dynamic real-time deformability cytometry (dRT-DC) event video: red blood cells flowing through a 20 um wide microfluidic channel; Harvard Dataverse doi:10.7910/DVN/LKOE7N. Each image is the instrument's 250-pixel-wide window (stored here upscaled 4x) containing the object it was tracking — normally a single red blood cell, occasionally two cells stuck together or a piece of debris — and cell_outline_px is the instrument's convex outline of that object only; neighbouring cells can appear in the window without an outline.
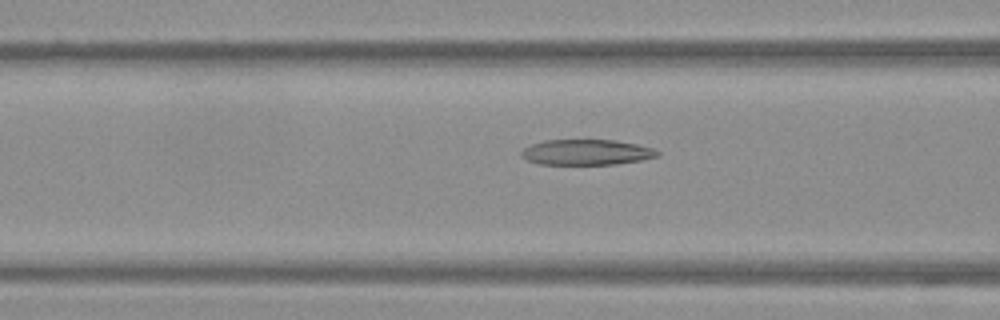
{"species": "Egyptian fruit bat (a non-hibernating species)", "species_latin": "Rousettus aegyptiacus", "temperature_condition": "warm", "stored_images_in_passage": 52, "camera_frame_rate_fps": 3000, "um_per_image_px": 0.085, "frame": {"image": 1, "passage_image": 21, "time_ms": 6.667, "image_size_px": [1000, 320], "cell_outline_px": [[660, 156], [640, 160], [616, 164], [540, 164], [528, 160], [520, 156], [520, 152], [524, 148], [532, 144], [544, 140], [612, 140], [636, 144], [652, 148], [660, 152]], "centroid_in_image_um": [49.84, 12.94], "position_along_channel_um": 116.8, "area_um2": 20.11}}
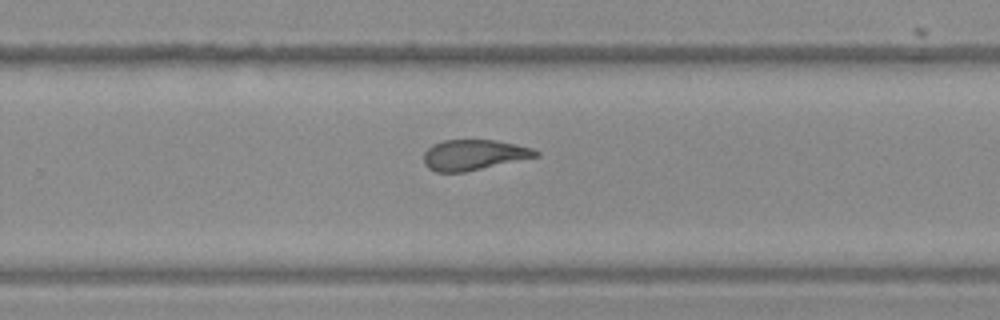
{"frame": {"image": 2, "passage_image": 34, "time_ms": 11.0, "image_size_px": [1000, 320], "cell_outline_px": [[540, 156], [464, 172], [436, 172], [428, 168], [424, 164], [424, 152], [432, 144], [444, 140], [496, 140], [516, 144], [532, 148], [540, 152]], "centroid_in_image_um": [40.27, 13.16], "position_along_channel_um": 289.5, "area_um2": 19.94}}
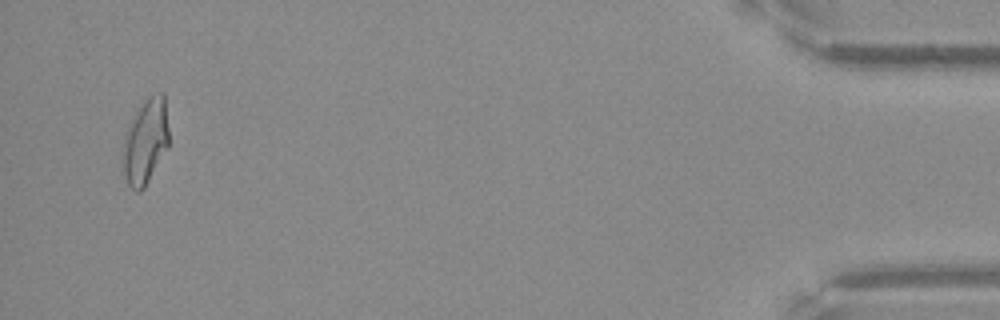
{"frame": {"image": 3, "passage_image": 50, "time_ms": 16.333, "image_size_px": [1000, 320], "cell_outline_px": [[168, 148], [144, 188], [140, 192], [136, 192], [128, 184], [124, 176], [120, 160], [124, 136], [128, 124], [144, 100], [148, 96], [160, 92], [164, 92], [168, 128]], "centroid_in_image_um": [12.33, 12.05], "position_along_channel_um": 422.9, "area_um2": 23.29}}